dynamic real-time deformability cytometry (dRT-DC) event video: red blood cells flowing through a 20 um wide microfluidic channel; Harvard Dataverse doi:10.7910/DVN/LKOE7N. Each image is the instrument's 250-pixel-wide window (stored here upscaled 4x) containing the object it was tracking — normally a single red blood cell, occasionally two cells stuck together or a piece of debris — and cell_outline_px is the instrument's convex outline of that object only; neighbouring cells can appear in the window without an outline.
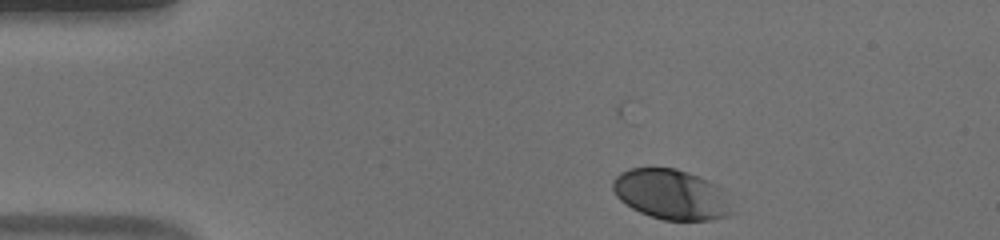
{"species": "human", "species_latin": "Homo sapiens", "temperature_condition": "warm", "stored_images_in_passage": 39, "camera_frame_rate_fps": 3000, "um_per_image_px": 0.085, "donor": {"sex": "male"}, "frame": {"image": 1, "passage_image": 1, "time_ms": 0.0, "image_size_px": [1000, 240], "cell_outline_px": [[736, 212], [732, 216], [712, 220], [664, 220], [640, 212], [632, 208], [620, 200], [616, 196], [612, 188], [612, 180], [620, 172], [632, 168], [676, 168], [688, 172], [708, 180], [724, 188]], "centroid_in_image_um": [57.13, 16.54], "position_along_channel_um": 27.9, "area_um2": 35.43}}
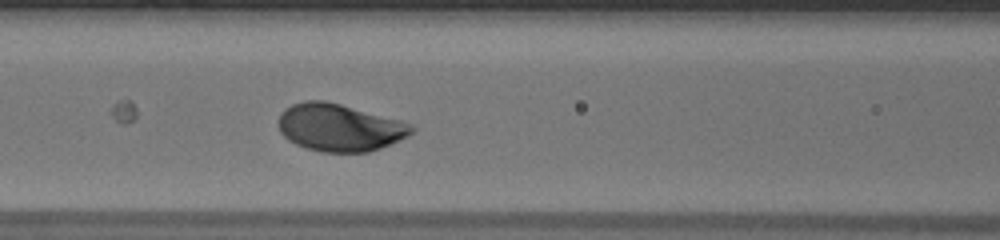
{"frame": {"image": 2, "passage_image": 15, "time_ms": 4.667, "image_size_px": [1000, 240], "cell_outline_px": [[416, 128], [408, 136], [380, 148], [368, 152], [320, 152], [304, 148], [288, 140], [280, 132], [276, 124], [280, 112], [284, 108], [292, 104], [304, 100], [324, 100], [340, 104], [400, 120], [412, 124]], "centroid_in_image_um": [28.81, 10.84], "position_along_channel_um": 137.8, "area_um2": 37.05}}
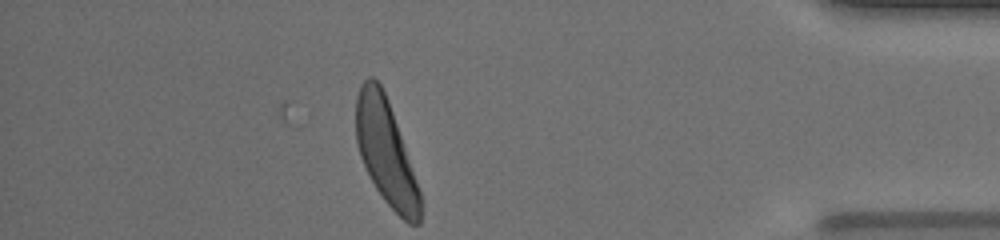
{"frame": {"image": 3, "passage_image": 39, "time_ms": 12.667, "image_size_px": [1000, 240], "cell_outline_px": [[420, 224], [408, 224], [384, 200], [376, 188], [360, 156], [356, 140], [356, 96], [360, 84], [368, 76], [372, 76], [380, 84], [388, 100], [420, 192]], "centroid_in_image_um": [32.77, 12.9], "position_along_channel_um": 402.4, "area_um2": 38.44}}